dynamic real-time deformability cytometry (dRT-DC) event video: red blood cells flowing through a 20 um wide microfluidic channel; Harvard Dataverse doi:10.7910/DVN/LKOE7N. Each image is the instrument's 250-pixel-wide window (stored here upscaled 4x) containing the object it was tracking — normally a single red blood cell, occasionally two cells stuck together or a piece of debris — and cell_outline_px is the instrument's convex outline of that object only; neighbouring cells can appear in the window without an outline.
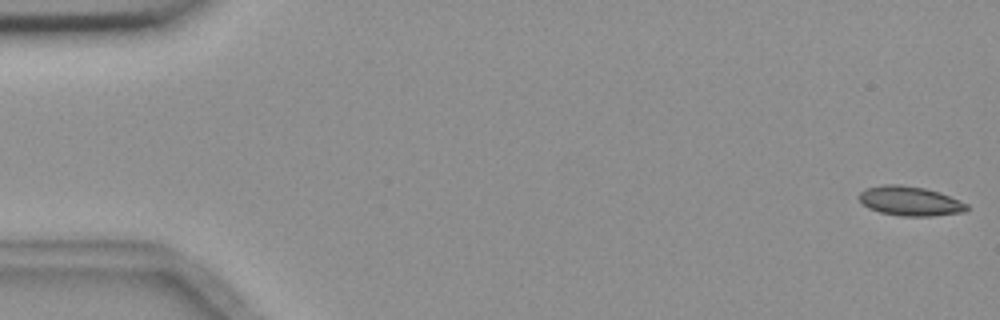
{"species": "common noctule bat (a hibernating species)", "species_latin": "Nyctalus noctula", "temperature_condition": "room temperature", "stored_images_in_passage": 6, "camera_frame_rate_fps": 3000, "um_per_image_px": 0.085, "animal": {"sex": "female", "body_mass_g": 18.4}, "frame": {"image": 1, "passage_image": 1, "time_ms": 0.0, "image_size_px": [1000, 320], "cell_outline_px": [[968, 208], [964, 212], [932, 216], [900, 216], [880, 212], [868, 208], [860, 200], [860, 192], [864, 188], [884, 184], [900, 184], [924, 188], [940, 192], [960, 200], [968, 204]], "centroid_in_image_um": [77.36, 17.08], "position_along_channel_um": 7.6, "area_um2": 18.55}}
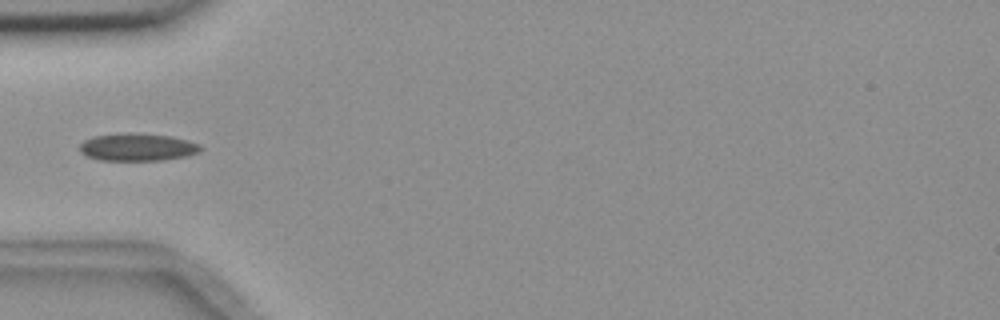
{"frame": {"image": 2, "passage_image": 6, "time_ms": 5.667, "image_size_px": [1000, 320], "cell_outline_px": [[204, 148], [200, 152], [188, 156], [164, 160], [100, 160], [88, 156], [80, 152], [80, 144], [84, 140], [92, 136], [128, 132], [136, 132], [172, 136], [188, 140], [200, 144]], "centroid_in_image_um": [11.73, 12.49], "position_along_channel_um": 73.3, "area_um2": 19.77}}